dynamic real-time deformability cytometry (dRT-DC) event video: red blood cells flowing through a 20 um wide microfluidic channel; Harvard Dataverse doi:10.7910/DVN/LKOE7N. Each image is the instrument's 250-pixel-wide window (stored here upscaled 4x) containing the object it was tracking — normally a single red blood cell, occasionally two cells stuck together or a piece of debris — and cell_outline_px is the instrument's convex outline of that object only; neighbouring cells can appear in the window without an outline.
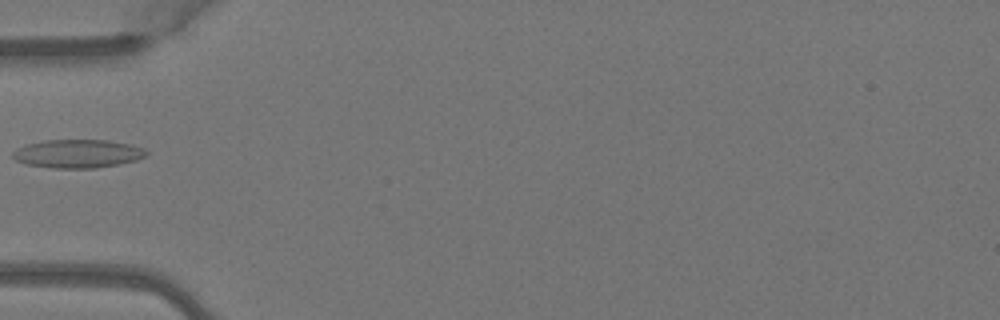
{"species": "Egyptian fruit bat (a non-hibernating species)", "species_latin": "Rousettus aegyptiacus", "temperature_condition": "warm", "stored_images_in_passage": 3, "camera_frame_rate_fps": 3000, "um_per_image_px": 0.085, "animal": {"sex": "female"}, "frame": {"image": 1, "passage_image": 3, "time_ms": 0.667, "image_size_px": [1000, 320], "cell_outline_px": [[148, 152], [144, 156], [136, 160], [120, 164], [96, 168], [52, 168], [24, 164], [16, 160], [12, 156], [12, 152], [16, 148], [24, 144], [44, 140], [108, 140], [132, 144], [144, 148]], "centroid_in_image_um": [6.58, 13.06], "position_along_channel_um": 78.4, "area_um2": 22.37}}